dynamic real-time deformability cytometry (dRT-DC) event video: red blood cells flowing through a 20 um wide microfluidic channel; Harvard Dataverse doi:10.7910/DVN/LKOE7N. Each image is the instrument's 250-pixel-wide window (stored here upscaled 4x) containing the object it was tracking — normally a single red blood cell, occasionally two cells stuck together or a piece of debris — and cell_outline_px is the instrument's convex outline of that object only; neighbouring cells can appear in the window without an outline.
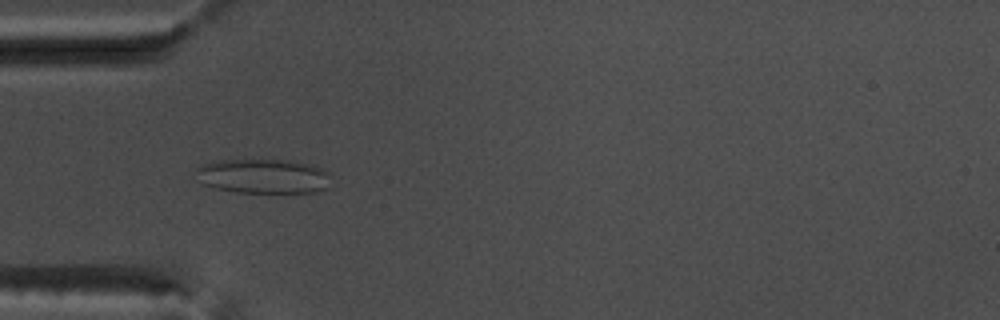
{"species": "common noctule bat (a hibernating species)", "species_latin": "Nyctalus noctula", "temperature_condition": "warm", "stored_images_in_passage": 54, "camera_frame_rate_fps": 3000, "um_per_image_px": 0.085, "animal": {"sex": "male", "body_mass_g": 17.5, "forearm_length_mm": 52.3}, "frame": {"image": 1, "passage_image": 17, "time_ms": 5.333, "image_size_px": [1000, 320], "cell_outline_px": [[328, 188], [316, 192], [236, 192], [216, 188], [204, 184], [196, 172], [196, 168], [212, 160], [292, 160], [316, 164], [328, 176]], "centroid_in_image_um": [22.39, 14.96], "position_along_channel_um": 62.6, "area_um2": 27.05}}
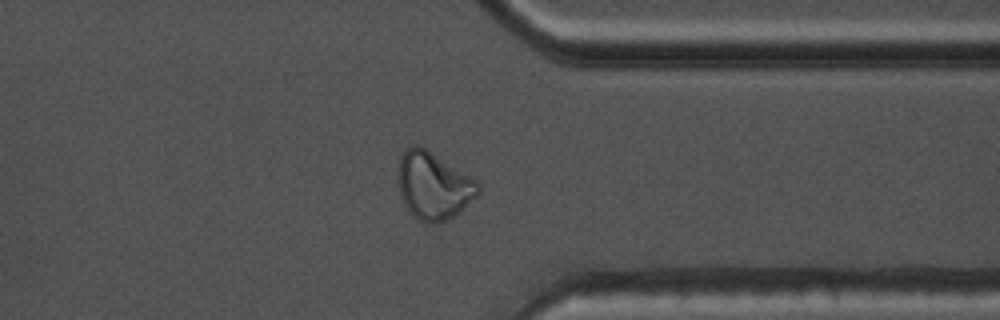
{"frame": {"image": 2, "passage_image": 42, "time_ms": 13.667, "image_size_px": [1000, 320], "cell_outline_px": [[480, 192], [460, 212], [436, 224], [428, 224], [420, 220], [404, 204], [400, 192], [400, 156], [404, 148], [416, 144], [424, 148], [476, 180], [480, 184]], "centroid_in_image_um": [36.86, 15.79], "position_along_channel_um": 374.5, "area_um2": 30.63}}
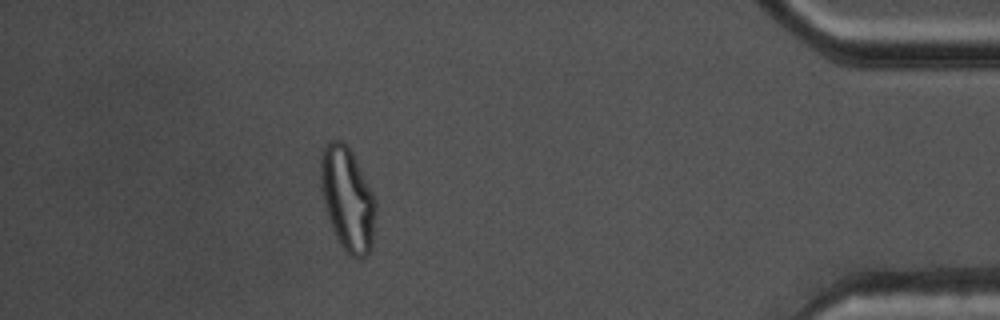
{"frame": {"image": 3, "passage_image": 48, "time_ms": 15.667, "image_size_px": [1000, 320], "cell_outline_px": [[376, 212], [372, 248], [368, 256], [360, 260], [356, 260], [344, 248], [332, 228], [324, 204], [320, 184], [320, 156], [324, 148], [332, 140], [340, 140], [348, 144], [376, 200]], "centroid_in_image_um": [29.55, 16.93], "position_along_channel_um": 405.6, "area_um2": 33.29}, "authors_computed_cell_mechanics": {"area_um2": 29.767, "velocity_mm_per_s": 3.8037, "shape_relaxation_time_tau1_ms": null, "shape_relaxation_time_tau2_ms": 1.3811, "deformation_change_tau1": null, "deformation_change_tau2": 0.0842}}